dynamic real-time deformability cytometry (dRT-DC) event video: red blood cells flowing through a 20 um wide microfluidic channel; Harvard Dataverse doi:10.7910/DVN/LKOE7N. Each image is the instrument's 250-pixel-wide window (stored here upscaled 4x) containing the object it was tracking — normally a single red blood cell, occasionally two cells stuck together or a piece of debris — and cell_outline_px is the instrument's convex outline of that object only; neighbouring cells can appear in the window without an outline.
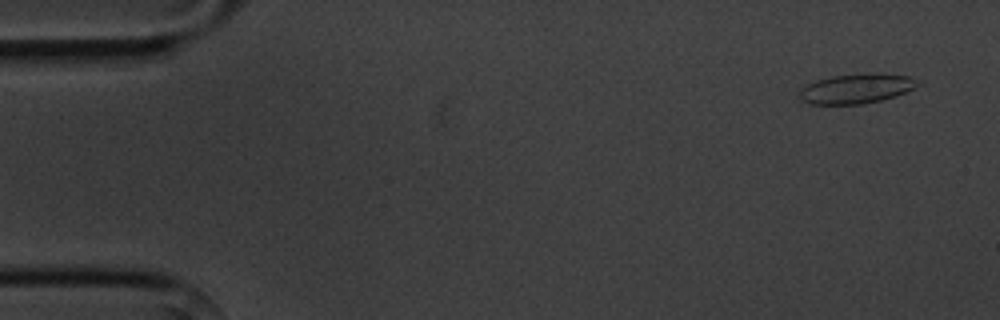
{"species": "common noctule bat (a hibernating species)", "species_latin": "Nyctalus noctula", "temperature_condition": "cold", "stored_images_in_passage": 5, "camera_frame_rate_fps": 3000, "um_per_image_px": 0.085, "animal": {"sex": "male", "body_mass_g": 20.1, "forearm_length_mm": 53.5}, "frame": {"image": 1, "passage_image": 1, "time_ms": 0.0, "image_size_px": [1000, 320], "cell_outline_px": [[920, 84], [916, 88], [896, 96], [880, 100], [860, 104], [808, 104], [800, 100], [800, 92], [808, 84], [816, 80], [832, 76], [880, 72], [908, 76]], "centroid_in_image_um": [72.81, 7.53], "position_along_channel_um": 12.2, "area_um2": 20.4}}